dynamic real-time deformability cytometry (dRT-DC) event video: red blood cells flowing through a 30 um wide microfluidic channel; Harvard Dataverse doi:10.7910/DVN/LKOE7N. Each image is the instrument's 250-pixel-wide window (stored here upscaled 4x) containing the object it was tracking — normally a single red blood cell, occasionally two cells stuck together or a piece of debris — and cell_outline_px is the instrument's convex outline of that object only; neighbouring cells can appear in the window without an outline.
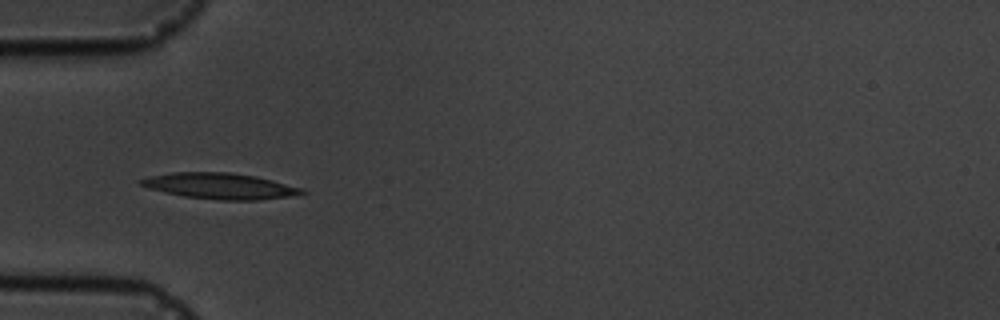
{"species": "common noctule bat (a hibernating species)", "species_latin": "Nyctalus noctula", "temperature_condition": "cold", "stored_images_in_passage": 5, "camera_frame_rate_fps": 3000, "um_per_image_px": 0.085, "animal": {"sex": "male", "body_mass_g": 19.5, "forearm_length_mm": 54.6}, "frame": {"image": 1, "passage_image": 4, "time_ms": 3.667, "image_size_px": [1000, 320], "cell_outline_px": [[308, 192], [288, 196], [256, 200], [220, 200], [184, 196], [164, 192], [148, 188], [140, 184], [136, 180], [152, 176], [172, 172], [228, 172], [256, 176], [304, 188]], "centroid_in_image_um": [18.69, 15.8], "position_along_channel_um": 66.3, "area_um2": 24.22}}
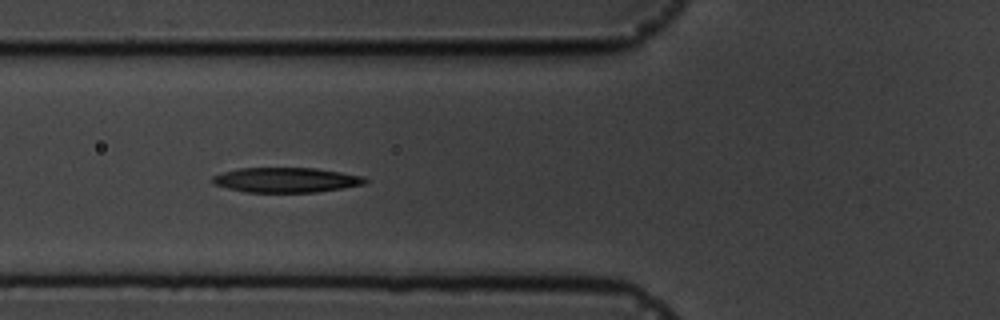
{"frame": {"image": 2, "passage_image": 5, "time_ms": 4.667, "image_size_px": [1000, 320], "cell_outline_px": [[368, 180], [364, 184], [344, 188], [316, 192], [244, 192], [212, 184], [212, 176], [224, 172], [240, 168], [316, 168], [364, 176]], "centroid_in_image_um": [24.32, 15.3], "position_along_channel_um": 101.5, "area_um2": 22.14}}